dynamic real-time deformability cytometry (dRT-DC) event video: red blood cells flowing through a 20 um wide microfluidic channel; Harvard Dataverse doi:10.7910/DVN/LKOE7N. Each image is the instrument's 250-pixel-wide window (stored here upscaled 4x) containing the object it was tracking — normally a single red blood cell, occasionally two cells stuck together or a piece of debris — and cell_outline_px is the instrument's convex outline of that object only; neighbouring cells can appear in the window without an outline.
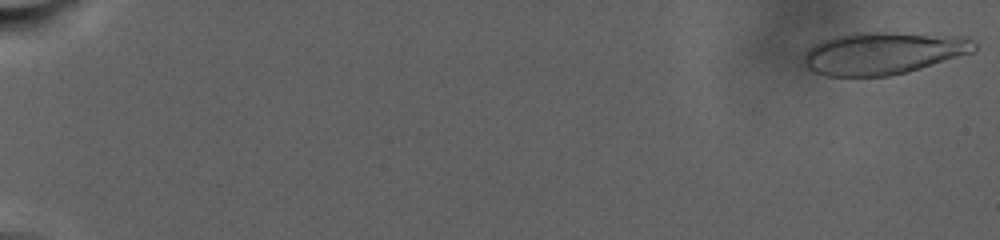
{"species": "human", "species_latin": "Homo sapiens", "temperature_condition": "warm", "stored_images_in_passage": 65, "camera_frame_rate_fps": 3000, "um_per_image_px": 0.085, "donor": {"sex": "male"}, "frame": {"image": 1, "passage_image": 1, "time_ms": 0.0, "image_size_px": [1000, 240], "cell_outline_px": [[976, 52], [908, 72], [888, 76], [824, 76], [812, 72], [804, 68], [804, 52], [808, 48], [832, 36], [852, 32], [896, 32], [968, 36], [976, 44]], "centroid_in_image_um": [75.08, 4.51], "position_along_channel_um": 9.9, "area_um2": 42.95}}
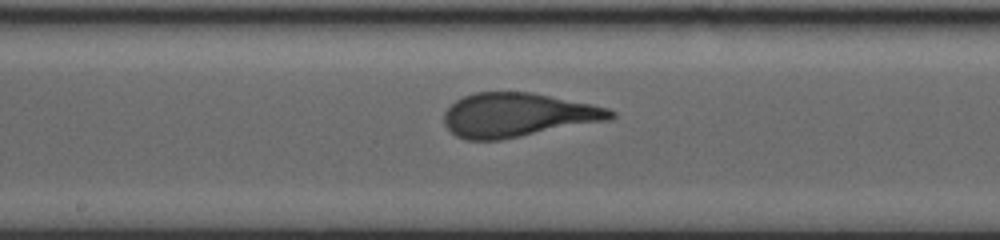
{"frame": {"image": 2, "passage_image": 37, "time_ms": 17.0, "image_size_px": [1000, 240], "cell_outline_px": [[616, 116], [612, 120], [500, 140], [468, 140], [456, 136], [444, 124], [444, 112], [456, 100], [464, 96], [476, 92], [532, 92], [592, 104], [608, 108], [616, 112]], "centroid_in_image_um": [44.04, 9.78], "position_along_channel_um": 204.2, "area_um2": 42.89}}
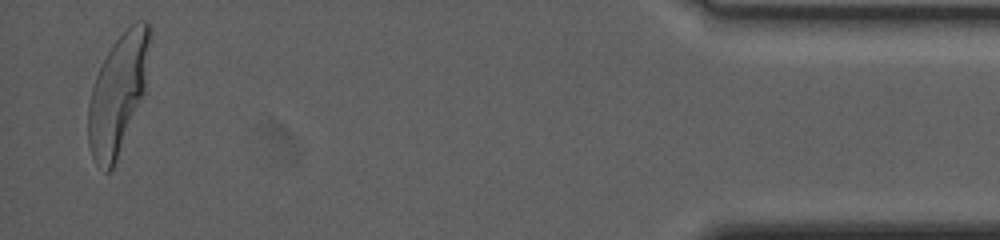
{"frame": {"image": 3, "passage_image": 64, "time_ms": 29.0, "image_size_px": [1000, 240], "cell_outline_px": [[152, 36], [144, 92], [116, 160], [112, 168], [108, 172], [104, 172], [96, 164], [92, 156], [88, 144], [88, 104], [92, 84], [112, 44], [136, 20], [148, 20], [152, 24]], "centroid_in_image_um": [10.04, 7.91], "position_along_channel_um": 425.2, "area_um2": 42.6}}